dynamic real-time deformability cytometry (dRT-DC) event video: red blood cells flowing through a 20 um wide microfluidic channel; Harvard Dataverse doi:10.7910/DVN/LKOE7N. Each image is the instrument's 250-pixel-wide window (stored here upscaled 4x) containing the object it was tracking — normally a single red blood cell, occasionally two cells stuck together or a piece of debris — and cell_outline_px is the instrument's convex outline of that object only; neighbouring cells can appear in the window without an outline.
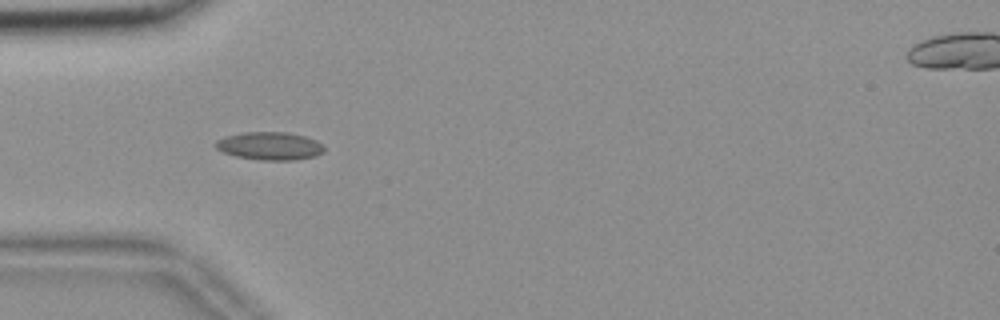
{"species": "common noctule bat (a hibernating species)", "species_latin": "Nyctalus noctula", "temperature_condition": "room temperature", "stored_images_in_passage": 16, "camera_frame_rate_fps": 3000, "um_per_image_px": 0.085, "animal": {"sex": "female", "body_mass_g": 18.4}, "frame": {"image": 1, "passage_image": 7, "time_ms": 2.0, "image_size_px": [1000, 320], "cell_outline_px": [[324, 152], [316, 156], [292, 160], [260, 160], [236, 156], [224, 152], [216, 148], [216, 140], [224, 136], [244, 132], [288, 132], [304, 136], [316, 140], [324, 144]], "centroid_in_image_um": [22.95, 12.4], "position_along_channel_um": 62.0, "area_um2": 17.74}}